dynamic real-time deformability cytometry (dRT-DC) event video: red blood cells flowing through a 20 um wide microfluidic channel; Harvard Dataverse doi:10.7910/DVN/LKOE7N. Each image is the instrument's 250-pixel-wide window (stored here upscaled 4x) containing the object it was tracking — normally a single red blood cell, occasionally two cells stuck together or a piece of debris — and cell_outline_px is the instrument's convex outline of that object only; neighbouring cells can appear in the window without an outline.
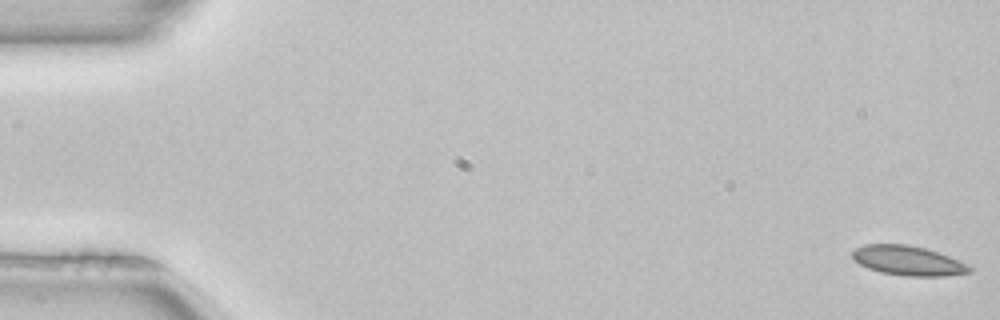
{"species": "common noctule bat (a hibernating species)", "species_latin": "Nyctalus noctula", "temperature_condition": "room temperature", "stored_images_in_passage": 52, "camera_frame_rate_fps": 3000, "um_per_image_px": 0.085, "animal": {"sex": "female", "body_mass_g": 22.7, "forearm_length_mm": 54.2}, "frame": {"image": 1, "passage_image": 1, "time_ms": 0.0, "image_size_px": [1000, 320], "cell_outline_px": [[972, 272], [944, 276], [904, 276], [880, 272], [868, 268], [852, 260], [852, 252], [856, 248], [864, 244], [908, 244], [924, 248], [948, 256], [968, 264], [972, 268]], "centroid_in_image_um": [77.16, 22.16], "position_along_channel_um": 7.8, "area_um2": 20.23}}
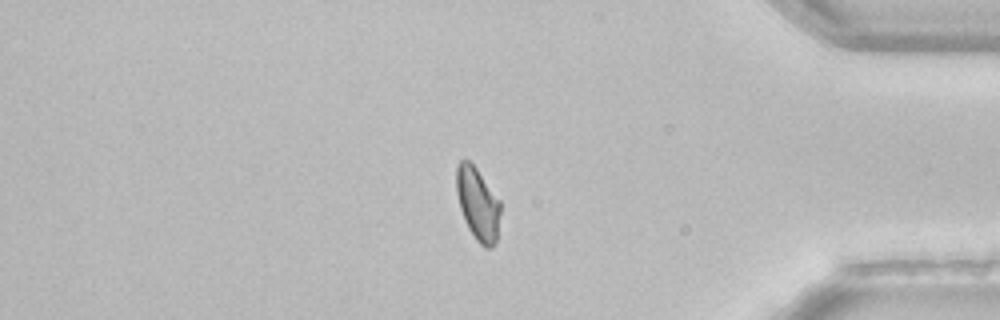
{"frame": {"image": 2, "passage_image": 44, "time_ms": 14.333, "image_size_px": [1000, 320], "cell_outline_px": [[500, 212], [496, 244], [492, 248], [484, 248], [476, 240], [468, 228], [464, 220], [460, 208], [456, 192], [456, 164], [460, 160], [468, 160], [476, 168], [500, 200]], "centroid_in_image_um": [40.6, 17.35], "position_along_channel_um": 394.6, "area_um2": 18.79}}
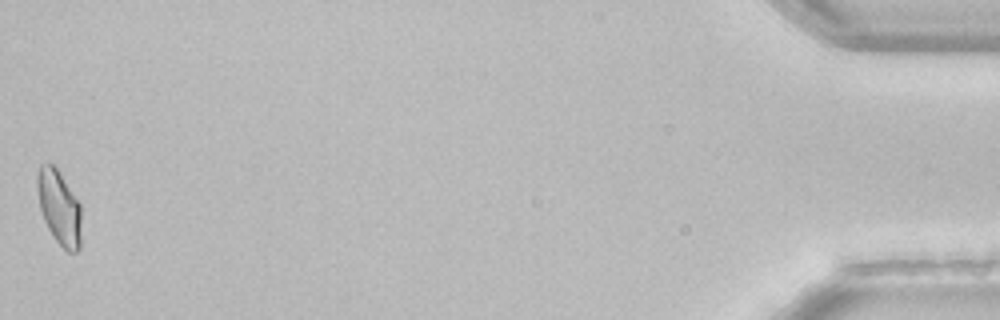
{"frame": {"image": 3, "passage_image": 52, "time_ms": 17.0, "image_size_px": [1000, 320], "cell_outline_px": [[80, 248], [76, 252], [68, 252], [56, 240], [48, 228], [44, 220], [40, 208], [36, 188], [36, 172], [40, 164], [52, 164], [60, 172], [80, 204]], "centroid_in_image_um": [5.0, 17.6], "position_along_channel_um": 430.2, "area_um2": 19.07}}